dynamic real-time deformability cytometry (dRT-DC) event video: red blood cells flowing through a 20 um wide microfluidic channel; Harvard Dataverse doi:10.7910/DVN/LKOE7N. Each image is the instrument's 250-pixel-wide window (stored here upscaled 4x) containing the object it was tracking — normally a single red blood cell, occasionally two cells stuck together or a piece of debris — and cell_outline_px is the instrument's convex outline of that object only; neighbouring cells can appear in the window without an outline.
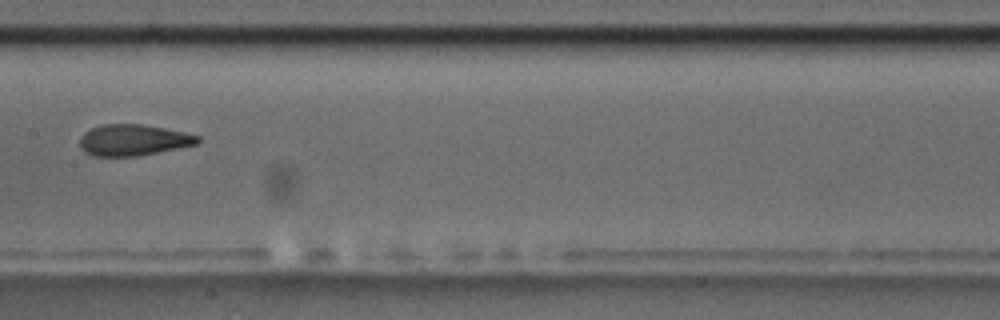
{"species": "common noctule bat (a hibernating species)", "species_latin": "Nyctalus noctula", "temperature_condition": "room temperature", "stored_images_in_passage": 5, "camera_frame_rate_fps": 3000, "um_per_image_px": 0.085, "animal": {"sex": "male", "body_mass_g": 17.5, "forearm_length_mm": 52.3}, "frame": {"image": 1, "passage_image": 5, "time_ms": 5.667, "image_size_px": [1000, 320], "cell_outline_px": [[200, 140], [196, 144], [180, 148], [136, 156], [92, 156], [84, 152], [80, 148], [80, 136], [84, 132], [92, 128], [104, 124], [140, 124], [164, 128], [184, 132], [200, 136]], "centroid_in_image_um": [11.31, 11.91], "position_along_channel_um": 196.1, "area_um2": 21.44}}